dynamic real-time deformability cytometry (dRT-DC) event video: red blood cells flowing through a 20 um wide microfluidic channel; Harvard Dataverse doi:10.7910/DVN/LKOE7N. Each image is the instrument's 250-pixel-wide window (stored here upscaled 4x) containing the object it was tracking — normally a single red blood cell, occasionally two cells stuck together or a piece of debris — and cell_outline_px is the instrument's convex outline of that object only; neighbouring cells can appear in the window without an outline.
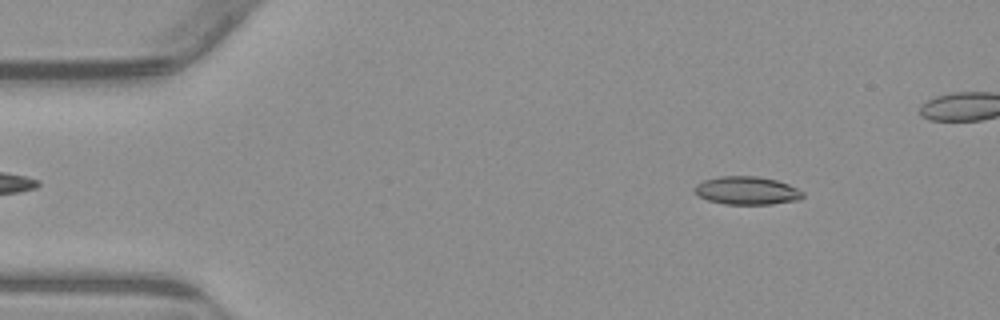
{"species": "common noctule bat (a hibernating species)", "species_latin": "Nyctalus noctula", "temperature_condition": "warm", "stored_images_in_passage": 49, "camera_frame_rate_fps": 3000, "um_per_image_px": 0.085, "animal": {"sex": "male", "body_mass_g": 23.1, "forearm_length_mm": 52.7}, "frame": {"image": 1, "passage_image": 7, "time_ms": 2.0, "image_size_px": [1000, 320], "cell_outline_px": [[804, 196], [800, 200], [772, 204], [724, 204], [708, 200], [700, 196], [696, 192], [696, 184], [704, 180], [720, 176], [756, 176], [776, 180], [788, 184], [804, 192]], "centroid_in_image_um": [63.53, 16.2], "position_along_channel_um": 21.5, "area_um2": 17.63}}
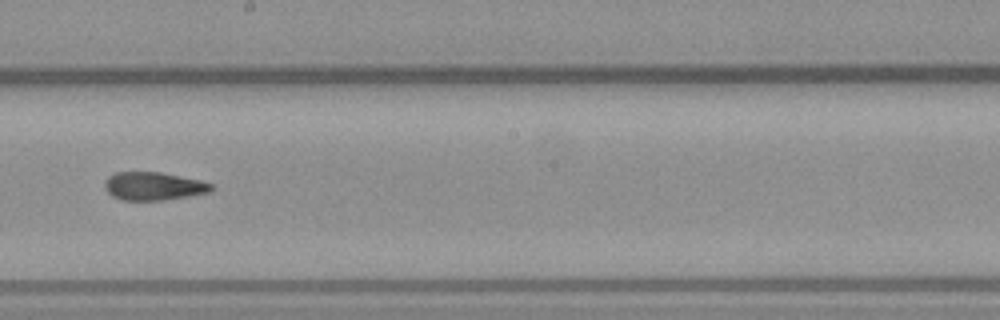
{"frame": {"image": 2, "passage_image": 30, "time_ms": 9.667, "image_size_px": [1000, 320], "cell_outline_px": [[216, 188], [208, 192], [188, 196], [160, 200], [120, 200], [112, 196], [104, 188], [104, 180], [108, 176], [116, 172], [160, 172], [200, 180], [212, 184]], "centroid_in_image_um": [13.02, 15.82], "position_along_channel_um": 235.2, "area_um2": 17.51}}
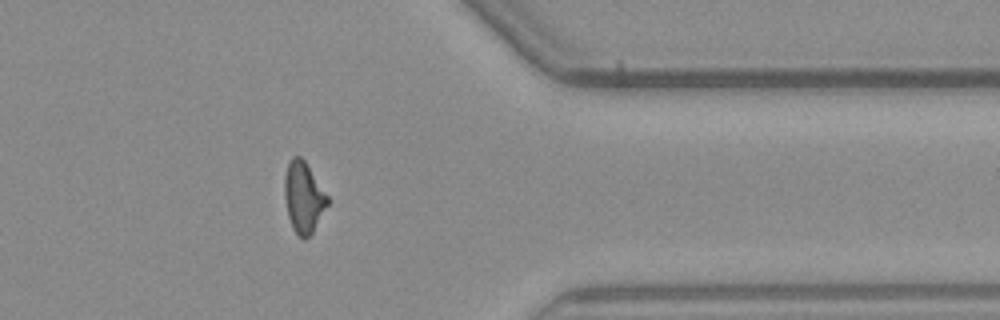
{"frame": {"image": 3, "passage_image": 43, "time_ms": 14.0, "image_size_px": [1000, 320], "cell_outline_px": [[328, 204], [312, 232], [304, 240], [292, 228], [288, 216], [284, 196], [284, 176], [288, 164], [292, 156], [300, 156], [304, 160], [328, 196]], "centroid_in_image_um": [25.78, 16.76], "position_along_channel_um": 385.6, "area_um2": 17.51}, "authors_computed_cell_mechanics": {"area_um2": 17.8024, "velocity_mm_per_s": 3.8516, "shape_relaxation_time_tau1_ms": null, "shape_relaxation_time_tau2_ms": 3.4858, "deformation_change_tau1": null, "deformation_change_tau2": 0.1146}}